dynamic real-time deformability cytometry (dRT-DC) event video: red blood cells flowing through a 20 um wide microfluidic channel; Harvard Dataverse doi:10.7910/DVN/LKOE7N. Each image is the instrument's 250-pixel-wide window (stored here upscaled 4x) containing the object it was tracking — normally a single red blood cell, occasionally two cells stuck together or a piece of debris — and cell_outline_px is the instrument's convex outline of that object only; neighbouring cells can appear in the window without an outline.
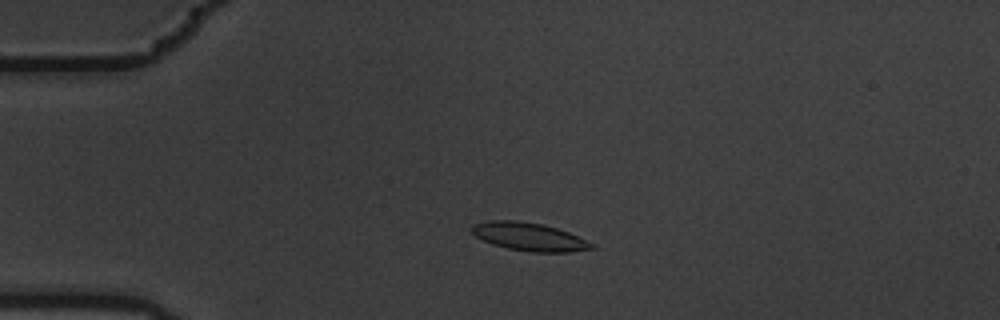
{"species": "common noctule bat (a hibernating species)", "species_latin": "Nyctalus noctula", "temperature_condition": "warm", "stored_images_in_passage": 2, "camera_frame_rate_fps": 3000, "um_per_image_px": 0.085, "animal": {"sex": "male", "body_mass_g": 19.5, "forearm_length_mm": 54.6}, "frame": {"image": 1, "passage_image": 1, "time_ms": 0.0, "image_size_px": [1000, 320], "cell_outline_px": [[596, 248], [572, 252], [532, 252], [508, 248], [492, 244], [476, 236], [472, 232], [472, 224], [488, 220], [516, 220], [544, 224], [568, 232], [596, 244]], "centroid_in_image_um": [45.01, 20.12], "position_along_channel_um": 40.0, "area_um2": 19.71}}